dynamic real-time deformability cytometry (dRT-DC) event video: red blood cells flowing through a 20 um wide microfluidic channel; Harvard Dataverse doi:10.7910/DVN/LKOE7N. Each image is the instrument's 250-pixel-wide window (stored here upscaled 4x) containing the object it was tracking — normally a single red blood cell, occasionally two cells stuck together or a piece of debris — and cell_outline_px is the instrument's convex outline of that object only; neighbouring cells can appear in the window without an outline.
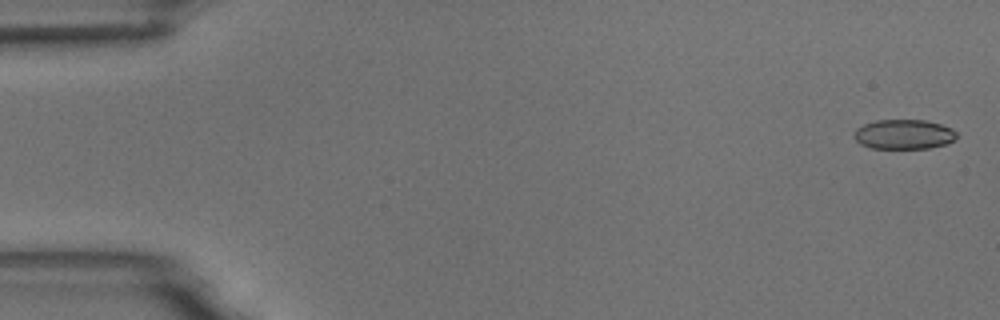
{"species": "common noctule bat (a hibernating species)", "species_latin": "Nyctalus noctula", "temperature_condition": "room temperature", "stored_images_in_passage": 5, "camera_frame_rate_fps": 3000, "um_per_image_px": 0.085, "animal": {"sex": "male", "body_mass_g": 18.8}, "frame": {"image": 1, "passage_image": 1, "time_ms": 0.0, "image_size_px": [1000, 320], "cell_outline_px": [[956, 140], [948, 144], [928, 148], [872, 148], [860, 144], [856, 140], [856, 128], [864, 124], [876, 120], [924, 120], [940, 124], [952, 128], [956, 132]], "centroid_in_image_um": [76.87, 11.42], "position_along_channel_um": 8.1, "area_um2": 17.69}}
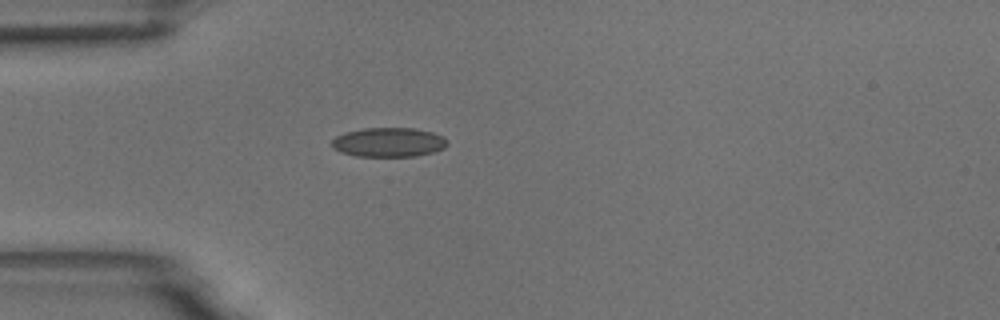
{"frame": {"image": 2, "passage_image": 5, "time_ms": 4.667, "image_size_px": [1000, 320], "cell_outline_px": [[448, 144], [444, 148], [432, 152], [416, 156], [356, 156], [340, 152], [332, 148], [332, 140], [336, 136], [344, 132], [364, 128], [412, 128], [432, 132], [444, 136], [448, 140]], "centroid_in_image_um": [33.03, 12.09], "position_along_channel_um": 52.0, "area_um2": 19.83}}